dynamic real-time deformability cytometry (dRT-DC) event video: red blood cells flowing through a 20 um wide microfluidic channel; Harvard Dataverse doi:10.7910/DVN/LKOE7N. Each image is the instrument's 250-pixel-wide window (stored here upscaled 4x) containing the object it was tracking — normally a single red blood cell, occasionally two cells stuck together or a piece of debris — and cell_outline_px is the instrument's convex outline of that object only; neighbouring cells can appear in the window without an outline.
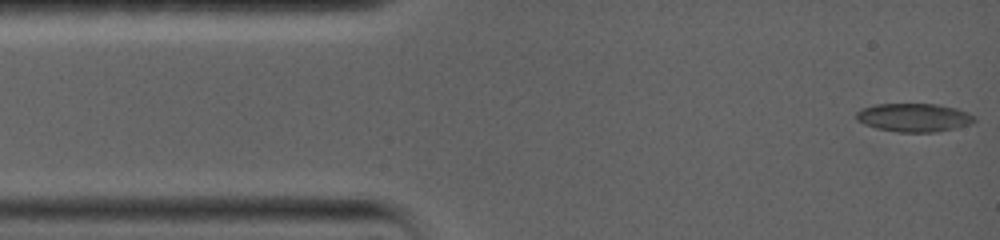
{"species": "common noctule bat (a hibernating species)", "species_latin": "Nyctalus noctula", "temperature_condition": "warm", "stored_images_in_passage": 24, "camera_frame_rate_fps": 5000, "um_per_image_px": 0.085, "animal": {"sex": "female", "body_mass_g": 19.0, "forearm_length_mm": 56.7}, "frame": {"image": 1, "passage_image": 1, "time_ms": 0.0, "image_size_px": [1000, 240], "cell_outline_px": [[976, 120], [968, 124], [936, 132], [900, 132], [876, 128], [864, 124], [856, 120], [856, 112], [860, 108], [876, 104], [936, 104], [956, 108], [968, 112], [976, 116]], "centroid_in_image_um": [77.65, 9.98], "position_along_channel_um": 7.3, "area_um2": 19.54}}
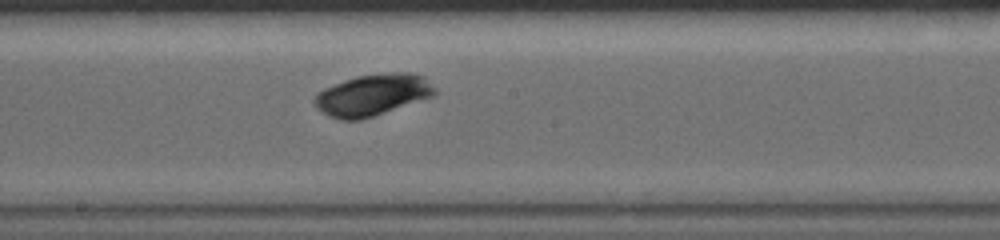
{"frame": {"image": 2, "passage_image": 11, "time_ms": 4.8, "image_size_px": [1000, 240], "cell_outline_px": [[436, 92], [432, 96], [360, 120], [340, 120], [328, 116], [316, 108], [312, 100], [324, 88], [344, 80], [356, 76], [388, 72], [412, 72], [424, 76], [436, 88]], "centroid_in_image_um": [31.65, 8.05], "position_along_channel_um": 216.5, "area_um2": 29.02}}
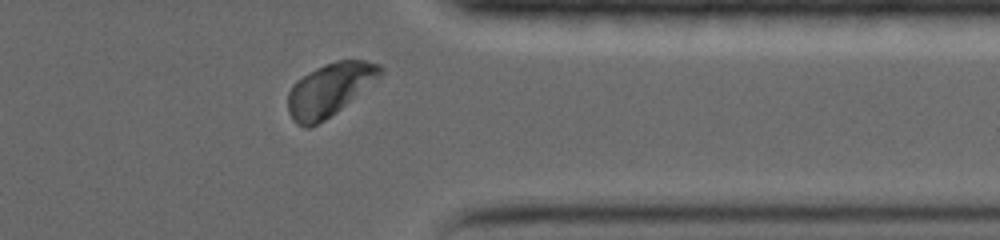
{"frame": {"image": 3, "passage_image": 21, "time_ms": 9.4, "image_size_px": [1000, 240], "cell_outline_px": [[384, 72], [380, 76], [336, 112], [324, 120], [308, 128], [304, 128], [296, 124], [292, 120], [288, 112], [288, 92], [292, 84], [296, 80], [308, 72], [324, 64], [336, 60], [364, 60], [380, 64], [384, 68]], "centroid_in_image_um": [27.98, 7.61], "position_along_channel_um": 383.4, "area_um2": 28.32}, "authors_computed_cell_mechanics": {"area_um2": 28.0908, "velocity_mm_per_s": 3.7082, "shape_relaxation_time_tau1_ms": 2.0116, "shape_relaxation_time_tau2_ms": 4.5264, "deformation_change_tau1": 0.0445, "deformation_change_tau2": 0.0682}}